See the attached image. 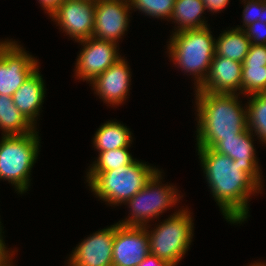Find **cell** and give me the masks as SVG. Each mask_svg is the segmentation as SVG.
<instances>
[{"label":"cell","instance_id":"obj_1","mask_svg":"<svg viewBox=\"0 0 266 266\" xmlns=\"http://www.w3.org/2000/svg\"><path fill=\"white\" fill-rule=\"evenodd\" d=\"M201 166L212 196L227 222L240 224L247 220L251 194L261 186L229 156L212 148H197Z\"/></svg>","mask_w":266,"mask_h":266},{"label":"cell","instance_id":"obj_2","mask_svg":"<svg viewBox=\"0 0 266 266\" xmlns=\"http://www.w3.org/2000/svg\"><path fill=\"white\" fill-rule=\"evenodd\" d=\"M197 148H213L224 138H236L248 129L247 107L239 94L196 92ZM239 100V101H238Z\"/></svg>","mask_w":266,"mask_h":266},{"label":"cell","instance_id":"obj_3","mask_svg":"<svg viewBox=\"0 0 266 266\" xmlns=\"http://www.w3.org/2000/svg\"><path fill=\"white\" fill-rule=\"evenodd\" d=\"M208 27L172 34L168 45L173 63L194 76L197 90L206 79L215 56V37Z\"/></svg>","mask_w":266,"mask_h":266},{"label":"cell","instance_id":"obj_4","mask_svg":"<svg viewBox=\"0 0 266 266\" xmlns=\"http://www.w3.org/2000/svg\"><path fill=\"white\" fill-rule=\"evenodd\" d=\"M158 170L135 159L129 165L100 172L88 186L102 201L119 206L144 188Z\"/></svg>","mask_w":266,"mask_h":266},{"label":"cell","instance_id":"obj_5","mask_svg":"<svg viewBox=\"0 0 266 266\" xmlns=\"http://www.w3.org/2000/svg\"><path fill=\"white\" fill-rule=\"evenodd\" d=\"M36 129L21 136H2L0 141V179L15 186L20 194L28 191L30 175L39 154Z\"/></svg>","mask_w":266,"mask_h":266},{"label":"cell","instance_id":"obj_6","mask_svg":"<svg viewBox=\"0 0 266 266\" xmlns=\"http://www.w3.org/2000/svg\"><path fill=\"white\" fill-rule=\"evenodd\" d=\"M190 211L182 209L176 211L168 219L157 224L154 230L149 231L150 254L163 261L178 265L186 255L193 237V219Z\"/></svg>","mask_w":266,"mask_h":266},{"label":"cell","instance_id":"obj_7","mask_svg":"<svg viewBox=\"0 0 266 266\" xmlns=\"http://www.w3.org/2000/svg\"><path fill=\"white\" fill-rule=\"evenodd\" d=\"M161 173L158 170L146 186L125 203L130 208L129 211L131 213L129 214L131 216L119 221L118 224L145 227L151 219L153 220V217L157 218L164 211L176 205L179 198L183 197L178 194L179 192L176 187L161 184Z\"/></svg>","mask_w":266,"mask_h":266},{"label":"cell","instance_id":"obj_8","mask_svg":"<svg viewBox=\"0 0 266 266\" xmlns=\"http://www.w3.org/2000/svg\"><path fill=\"white\" fill-rule=\"evenodd\" d=\"M17 41H0V94L12 97L39 67Z\"/></svg>","mask_w":266,"mask_h":266},{"label":"cell","instance_id":"obj_9","mask_svg":"<svg viewBox=\"0 0 266 266\" xmlns=\"http://www.w3.org/2000/svg\"><path fill=\"white\" fill-rule=\"evenodd\" d=\"M79 43L83 48L76 61L75 75L77 79L88 83L121 58L116 42L90 37Z\"/></svg>","mask_w":266,"mask_h":266},{"label":"cell","instance_id":"obj_10","mask_svg":"<svg viewBox=\"0 0 266 266\" xmlns=\"http://www.w3.org/2000/svg\"><path fill=\"white\" fill-rule=\"evenodd\" d=\"M70 38L79 42L93 37L95 2L65 0L50 16Z\"/></svg>","mask_w":266,"mask_h":266},{"label":"cell","instance_id":"obj_11","mask_svg":"<svg viewBox=\"0 0 266 266\" xmlns=\"http://www.w3.org/2000/svg\"><path fill=\"white\" fill-rule=\"evenodd\" d=\"M129 0H98L95 2L93 37L116 42L129 26Z\"/></svg>","mask_w":266,"mask_h":266},{"label":"cell","instance_id":"obj_12","mask_svg":"<svg viewBox=\"0 0 266 266\" xmlns=\"http://www.w3.org/2000/svg\"><path fill=\"white\" fill-rule=\"evenodd\" d=\"M150 253L146 227L116 223L112 266H138Z\"/></svg>","mask_w":266,"mask_h":266},{"label":"cell","instance_id":"obj_13","mask_svg":"<svg viewBox=\"0 0 266 266\" xmlns=\"http://www.w3.org/2000/svg\"><path fill=\"white\" fill-rule=\"evenodd\" d=\"M115 232L116 224L88 236L72 251L68 266H112Z\"/></svg>","mask_w":266,"mask_h":266},{"label":"cell","instance_id":"obj_14","mask_svg":"<svg viewBox=\"0 0 266 266\" xmlns=\"http://www.w3.org/2000/svg\"><path fill=\"white\" fill-rule=\"evenodd\" d=\"M131 72L127 61L122 57L106 71L98 75L90 84L94 93L106 104L121 105L130 92Z\"/></svg>","mask_w":266,"mask_h":266},{"label":"cell","instance_id":"obj_15","mask_svg":"<svg viewBox=\"0 0 266 266\" xmlns=\"http://www.w3.org/2000/svg\"><path fill=\"white\" fill-rule=\"evenodd\" d=\"M242 63L214 56L203 84L195 92L241 93Z\"/></svg>","mask_w":266,"mask_h":266},{"label":"cell","instance_id":"obj_16","mask_svg":"<svg viewBox=\"0 0 266 266\" xmlns=\"http://www.w3.org/2000/svg\"><path fill=\"white\" fill-rule=\"evenodd\" d=\"M253 136V133L247 129L236 135V138L220 140L212 149L219 154L229 156L235 163H238L240 168L249 174L262 188L261 169L255 155Z\"/></svg>","mask_w":266,"mask_h":266},{"label":"cell","instance_id":"obj_17","mask_svg":"<svg viewBox=\"0 0 266 266\" xmlns=\"http://www.w3.org/2000/svg\"><path fill=\"white\" fill-rule=\"evenodd\" d=\"M39 72L38 67L12 96L15 106L34 127L46 94L45 83Z\"/></svg>","mask_w":266,"mask_h":266},{"label":"cell","instance_id":"obj_18","mask_svg":"<svg viewBox=\"0 0 266 266\" xmlns=\"http://www.w3.org/2000/svg\"><path fill=\"white\" fill-rule=\"evenodd\" d=\"M266 92V45L251 44L242 62L241 94Z\"/></svg>","mask_w":266,"mask_h":266},{"label":"cell","instance_id":"obj_19","mask_svg":"<svg viewBox=\"0 0 266 266\" xmlns=\"http://www.w3.org/2000/svg\"><path fill=\"white\" fill-rule=\"evenodd\" d=\"M205 10L202 0H175L170 20L172 19L178 26L174 28L173 34L208 27L205 18H200L203 17Z\"/></svg>","mask_w":266,"mask_h":266},{"label":"cell","instance_id":"obj_20","mask_svg":"<svg viewBox=\"0 0 266 266\" xmlns=\"http://www.w3.org/2000/svg\"><path fill=\"white\" fill-rule=\"evenodd\" d=\"M131 131L118 121H107L97 129L93 145L98 152L129 148L132 144Z\"/></svg>","mask_w":266,"mask_h":266},{"label":"cell","instance_id":"obj_21","mask_svg":"<svg viewBox=\"0 0 266 266\" xmlns=\"http://www.w3.org/2000/svg\"><path fill=\"white\" fill-rule=\"evenodd\" d=\"M0 129L3 136L32 133L34 127L15 106L12 97L0 94Z\"/></svg>","mask_w":266,"mask_h":266},{"label":"cell","instance_id":"obj_22","mask_svg":"<svg viewBox=\"0 0 266 266\" xmlns=\"http://www.w3.org/2000/svg\"><path fill=\"white\" fill-rule=\"evenodd\" d=\"M251 46L243 29L225 30L215 41V56H222L242 63Z\"/></svg>","mask_w":266,"mask_h":266},{"label":"cell","instance_id":"obj_23","mask_svg":"<svg viewBox=\"0 0 266 266\" xmlns=\"http://www.w3.org/2000/svg\"><path fill=\"white\" fill-rule=\"evenodd\" d=\"M129 148H119L115 150L99 152L98 159L94 161L88 169L87 179L88 184L103 171L117 169L131 164L135 159L128 150Z\"/></svg>","mask_w":266,"mask_h":266},{"label":"cell","instance_id":"obj_24","mask_svg":"<svg viewBox=\"0 0 266 266\" xmlns=\"http://www.w3.org/2000/svg\"><path fill=\"white\" fill-rule=\"evenodd\" d=\"M248 129L266 144V92L248 96Z\"/></svg>","mask_w":266,"mask_h":266},{"label":"cell","instance_id":"obj_25","mask_svg":"<svg viewBox=\"0 0 266 266\" xmlns=\"http://www.w3.org/2000/svg\"><path fill=\"white\" fill-rule=\"evenodd\" d=\"M131 8L141 13L169 20L172 16L175 0H129Z\"/></svg>","mask_w":266,"mask_h":266},{"label":"cell","instance_id":"obj_26","mask_svg":"<svg viewBox=\"0 0 266 266\" xmlns=\"http://www.w3.org/2000/svg\"><path fill=\"white\" fill-rule=\"evenodd\" d=\"M244 4L243 9V27H236L237 29H244L248 25L256 21L266 23V0H242ZM247 2V3H246Z\"/></svg>","mask_w":266,"mask_h":266},{"label":"cell","instance_id":"obj_27","mask_svg":"<svg viewBox=\"0 0 266 266\" xmlns=\"http://www.w3.org/2000/svg\"><path fill=\"white\" fill-rule=\"evenodd\" d=\"M243 30L251 44L266 45V23L256 21Z\"/></svg>","mask_w":266,"mask_h":266},{"label":"cell","instance_id":"obj_28","mask_svg":"<svg viewBox=\"0 0 266 266\" xmlns=\"http://www.w3.org/2000/svg\"><path fill=\"white\" fill-rule=\"evenodd\" d=\"M2 233L4 232H2V226H0V266H8L12 263V256L15 251L10 252L7 250Z\"/></svg>","mask_w":266,"mask_h":266},{"label":"cell","instance_id":"obj_29","mask_svg":"<svg viewBox=\"0 0 266 266\" xmlns=\"http://www.w3.org/2000/svg\"><path fill=\"white\" fill-rule=\"evenodd\" d=\"M138 266H177L176 264L163 261L157 256L148 254Z\"/></svg>","mask_w":266,"mask_h":266},{"label":"cell","instance_id":"obj_30","mask_svg":"<svg viewBox=\"0 0 266 266\" xmlns=\"http://www.w3.org/2000/svg\"><path fill=\"white\" fill-rule=\"evenodd\" d=\"M230 0H202L205 5V9L213 12L223 11L222 9L228 5Z\"/></svg>","mask_w":266,"mask_h":266},{"label":"cell","instance_id":"obj_31","mask_svg":"<svg viewBox=\"0 0 266 266\" xmlns=\"http://www.w3.org/2000/svg\"><path fill=\"white\" fill-rule=\"evenodd\" d=\"M65 0H38L43 9L49 16L64 2Z\"/></svg>","mask_w":266,"mask_h":266},{"label":"cell","instance_id":"obj_32","mask_svg":"<svg viewBox=\"0 0 266 266\" xmlns=\"http://www.w3.org/2000/svg\"><path fill=\"white\" fill-rule=\"evenodd\" d=\"M249 266H266V263H262V262H254V263H252V264H250Z\"/></svg>","mask_w":266,"mask_h":266}]
</instances>
